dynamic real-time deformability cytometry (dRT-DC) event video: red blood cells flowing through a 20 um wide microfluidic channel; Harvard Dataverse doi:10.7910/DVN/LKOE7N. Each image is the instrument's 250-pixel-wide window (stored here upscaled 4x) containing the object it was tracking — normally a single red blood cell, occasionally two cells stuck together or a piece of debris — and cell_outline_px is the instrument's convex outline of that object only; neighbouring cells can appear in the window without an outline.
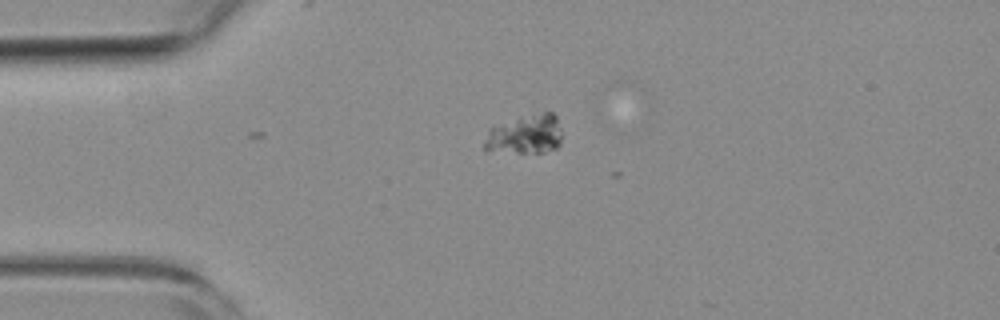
{"species": "common noctule bat (a hibernating species)", "species_latin": "Nyctalus noctula", "temperature_condition": "room temperature", "stored_images_in_passage": 2, "camera_frame_rate_fps": 3000, "um_per_image_px": 0.085, "animal": {"sex": "female", "body_mass_g": 19.3, "forearm_length_mm": 54.1}, "frame": {"image": 1, "passage_image": 1, "time_ms": 0.0, "image_size_px": [1000, 320], "cell_outline_px": [[560, 144], [556, 148], [544, 152], [484, 152], [484, 140], [488, 128], [520, 116], [544, 112], [552, 112], [556, 116], [560, 128]], "centroid_in_image_um": [44.59, 11.43], "position_along_channel_um": 40.4, "area_um2": 17.98}}